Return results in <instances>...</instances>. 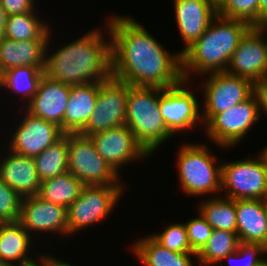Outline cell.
Here are the masks:
<instances>
[{"label": "cell", "instance_id": "6da1fadb", "mask_svg": "<svg viewBox=\"0 0 267 266\" xmlns=\"http://www.w3.org/2000/svg\"><path fill=\"white\" fill-rule=\"evenodd\" d=\"M109 17L106 22L112 39V77L133 86L160 88L183 80L180 52H168L132 17Z\"/></svg>", "mask_w": 267, "mask_h": 266}, {"label": "cell", "instance_id": "7a4b0ae2", "mask_svg": "<svg viewBox=\"0 0 267 266\" xmlns=\"http://www.w3.org/2000/svg\"><path fill=\"white\" fill-rule=\"evenodd\" d=\"M105 28L108 39L102 34L101 28L91 29L81 38L49 54V42L53 36L50 33L46 45L44 75L51 80L69 85H85L110 79L112 77V39L107 23Z\"/></svg>", "mask_w": 267, "mask_h": 266}, {"label": "cell", "instance_id": "3957f363", "mask_svg": "<svg viewBox=\"0 0 267 266\" xmlns=\"http://www.w3.org/2000/svg\"><path fill=\"white\" fill-rule=\"evenodd\" d=\"M251 27L245 21L217 14L205 32L181 54L183 79L190 81L192 73L203 77L226 72L233 52Z\"/></svg>", "mask_w": 267, "mask_h": 266}, {"label": "cell", "instance_id": "277c9868", "mask_svg": "<svg viewBox=\"0 0 267 266\" xmlns=\"http://www.w3.org/2000/svg\"><path fill=\"white\" fill-rule=\"evenodd\" d=\"M159 104L160 87L128 84L125 125L150 156L173 136L163 121Z\"/></svg>", "mask_w": 267, "mask_h": 266}, {"label": "cell", "instance_id": "5b68a950", "mask_svg": "<svg viewBox=\"0 0 267 266\" xmlns=\"http://www.w3.org/2000/svg\"><path fill=\"white\" fill-rule=\"evenodd\" d=\"M209 149L203 143H183L177 152L179 184L188 197L212 193L219 196V191H222L221 164Z\"/></svg>", "mask_w": 267, "mask_h": 266}, {"label": "cell", "instance_id": "8992f818", "mask_svg": "<svg viewBox=\"0 0 267 266\" xmlns=\"http://www.w3.org/2000/svg\"><path fill=\"white\" fill-rule=\"evenodd\" d=\"M68 171L85 186L125 185L98 154L91 138L80 133H68Z\"/></svg>", "mask_w": 267, "mask_h": 266}, {"label": "cell", "instance_id": "52a82bcc", "mask_svg": "<svg viewBox=\"0 0 267 266\" xmlns=\"http://www.w3.org/2000/svg\"><path fill=\"white\" fill-rule=\"evenodd\" d=\"M248 158L223 163L220 158L224 197L267 200V167L259 154Z\"/></svg>", "mask_w": 267, "mask_h": 266}, {"label": "cell", "instance_id": "ba28073f", "mask_svg": "<svg viewBox=\"0 0 267 266\" xmlns=\"http://www.w3.org/2000/svg\"><path fill=\"white\" fill-rule=\"evenodd\" d=\"M124 191L123 185L84 186L78 199L67 208L68 235L107 218Z\"/></svg>", "mask_w": 267, "mask_h": 266}, {"label": "cell", "instance_id": "9c48e42d", "mask_svg": "<svg viewBox=\"0 0 267 266\" xmlns=\"http://www.w3.org/2000/svg\"><path fill=\"white\" fill-rule=\"evenodd\" d=\"M202 83L203 109L201 118L205 126L216 114L227 111L253 94V82L227 72L206 74Z\"/></svg>", "mask_w": 267, "mask_h": 266}, {"label": "cell", "instance_id": "30bf717a", "mask_svg": "<svg viewBox=\"0 0 267 266\" xmlns=\"http://www.w3.org/2000/svg\"><path fill=\"white\" fill-rule=\"evenodd\" d=\"M257 101L252 94L248 99L216 114L204 128L208 139L224 149L234 147L260 120Z\"/></svg>", "mask_w": 267, "mask_h": 266}, {"label": "cell", "instance_id": "8fae6325", "mask_svg": "<svg viewBox=\"0 0 267 266\" xmlns=\"http://www.w3.org/2000/svg\"><path fill=\"white\" fill-rule=\"evenodd\" d=\"M191 81L182 80L175 86L160 88L159 109L163 121L172 135L178 132H187L200 124H203L201 118V109L199 101L190 91ZM198 124V125H197Z\"/></svg>", "mask_w": 267, "mask_h": 266}, {"label": "cell", "instance_id": "7c38bea8", "mask_svg": "<svg viewBox=\"0 0 267 266\" xmlns=\"http://www.w3.org/2000/svg\"><path fill=\"white\" fill-rule=\"evenodd\" d=\"M128 84L111 77L99 82L96 106L81 135L90 137L125 124Z\"/></svg>", "mask_w": 267, "mask_h": 266}, {"label": "cell", "instance_id": "4fadbf2b", "mask_svg": "<svg viewBox=\"0 0 267 266\" xmlns=\"http://www.w3.org/2000/svg\"><path fill=\"white\" fill-rule=\"evenodd\" d=\"M15 129L8 150L28 157L39 155L65 134L57 124L35 117L26 110Z\"/></svg>", "mask_w": 267, "mask_h": 266}, {"label": "cell", "instance_id": "5bb4252c", "mask_svg": "<svg viewBox=\"0 0 267 266\" xmlns=\"http://www.w3.org/2000/svg\"><path fill=\"white\" fill-rule=\"evenodd\" d=\"M98 154L118 174L121 167L150 157L133 132L124 124L90 136Z\"/></svg>", "mask_w": 267, "mask_h": 266}, {"label": "cell", "instance_id": "9a60e30c", "mask_svg": "<svg viewBox=\"0 0 267 266\" xmlns=\"http://www.w3.org/2000/svg\"><path fill=\"white\" fill-rule=\"evenodd\" d=\"M19 222L31 234L46 232L68 235L67 208L38 195L22 199Z\"/></svg>", "mask_w": 267, "mask_h": 266}, {"label": "cell", "instance_id": "2e32d148", "mask_svg": "<svg viewBox=\"0 0 267 266\" xmlns=\"http://www.w3.org/2000/svg\"><path fill=\"white\" fill-rule=\"evenodd\" d=\"M226 72L252 82L267 76V46L254 26L242 37L230 58Z\"/></svg>", "mask_w": 267, "mask_h": 266}, {"label": "cell", "instance_id": "e0dca14e", "mask_svg": "<svg viewBox=\"0 0 267 266\" xmlns=\"http://www.w3.org/2000/svg\"><path fill=\"white\" fill-rule=\"evenodd\" d=\"M175 22L184 42L181 54L191 46L208 28L217 15L215 0H173Z\"/></svg>", "mask_w": 267, "mask_h": 266}, {"label": "cell", "instance_id": "ac0fdd59", "mask_svg": "<svg viewBox=\"0 0 267 266\" xmlns=\"http://www.w3.org/2000/svg\"><path fill=\"white\" fill-rule=\"evenodd\" d=\"M71 85L51 80L45 75L41 79L37 93L22 107L35 117L57 124L64 132V114L70 96Z\"/></svg>", "mask_w": 267, "mask_h": 266}, {"label": "cell", "instance_id": "d6986e66", "mask_svg": "<svg viewBox=\"0 0 267 266\" xmlns=\"http://www.w3.org/2000/svg\"><path fill=\"white\" fill-rule=\"evenodd\" d=\"M8 152L1 157L0 178L23 198L38 195L42 181L33 157Z\"/></svg>", "mask_w": 267, "mask_h": 266}, {"label": "cell", "instance_id": "ffe728a7", "mask_svg": "<svg viewBox=\"0 0 267 266\" xmlns=\"http://www.w3.org/2000/svg\"><path fill=\"white\" fill-rule=\"evenodd\" d=\"M240 242L264 245L267 235V200H235Z\"/></svg>", "mask_w": 267, "mask_h": 266}, {"label": "cell", "instance_id": "44dd1931", "mask_svg": "<svg viewBox=\"0 0 267 266\" xmlns=\"http://www.w3.org/2000/svg\"><path fill=\"white\" fill-rule=\"evenodd\" d=\"M31 240L32 236L19 221L0 223V262L7 266L35 265V259L28 256Z\"/></svg>", "mask_w": 267, "mask_h": 266}, {"label": "cell", "instance_id": "7402d4cb", "mask_svg": "<svg viewBox=\"0 0 267 266\" xmlns=\"http://www.w3.org/2000/svg\"><path fill=\"white\" fill-rule=\"evenodd\" d=\"M48 39L14 41L0 40V74L19 66H35L44 69Z\"/></svg>", "mask_w": 267, "mask_h": 266}, {"label": "cell", "instance_id": "603a6c76", "mask_svg": "<svg viewBox=\"0 0 267 266\" xmlns=\"http://www.w3.org/2000/svg\"><path fill=\"white\" fill-rule=\"evenodd\" d=\"M99 82L71 85L64 114V133H80L89 122L95 109Z\"/></svg>", "mask_w": 267, "mask_h": 266}, {"label": "cell", "instance_id": "cb8c5ba5", "mask_svg": "<svg viewBox=\"0 0 267 266\" xmlns=\"http://www.w3.org/2000/svg\"><path fill=\"white\" fill-rule=\"evenodd\" d=\"M132 244V252L143 266H194L197 253H178L160 245L151 235Z\"/></svg>", "mask_w": 267, "mask_h": 266}, {"label": "cell", "instance_id": "d4e9b609", "mask_svg": "<svg viewBox=\"0 0 267 266\" xmlns=\"http://www.w3.org/2000/svg\"><path fill=\"white\" fill-rule=\"evenodd\" d=\"M44 76V69L35 66H19L7 69L0 74V89L18 93L25 97L28 104L37 93L41 79Z\"/></svg>", "mask_w": 267, "mask_h": 266}, {"label": "cell", "instance_id": "484cf974", "mask_svg": "<svg viewBox=\"0 0 267 266\" xmlns=\"http://www.w3.org/2000/svg\"><path fill=\"white\" fill-rule=\"evenodd\" d=\"M85 185L69 171L42 181L38 196L68 208L80 196Z\"/></svg>", "mask_w": 267, "mask_h": 266}, {"label": "cell", "instance_id": "4316f807", "mask_svg": "<svg viewBox=\"0 0 267 266\" xmlns=\"http://www.w3.org/2000/svg\"><path fill=\"white\" fill-rule=\"evenodd\" d=\"M39 17L35 10L25 14L9 15L4 37L14 41L48 39L53 31H50L47 22L45 24Z\"/></svg>", "mask_w": 267, "mask_h": 266}, {"label": "cell", "instance_id": "83f0119b", "mask_svg": "<svg viewBox=\"0 0 267 266\" xmlns=\"http://www.w3.org/2000/svg\"><path fill=\"white\" fill-rule=\"evenodd\" d=\"M221 196L201 201L198 211L214 230L237 232L235 200Z\"/></svg>", "mask_w": 267, "mask_h": 266}, {"label": "cell", "instance_id": "f1b7e54d", "mask_svg": "<svg viewBox=\"0 0 267 266\" xmlns=\"http://www.w3.org/2000/svg\"><path fill=\"white\" fill-rule=\"evenodd\" d=\"M41 181L68 171V133L33 157Z\"/></svg>", "mask_w": 267, "mask_h": 266}, {"label": "cell", "instance_id": "f546056e", "mask_svg": "<svg viewBox=\"0 0 267 266\" xmlns=\"http://www.w3.org/2000/svg\"><path fill=\"white\" fill-rule=\"evenodd\" d=\"M240 244L237 232L213 230L204 247L197 253V260L202 266L216 265L222 259L235 252Z\"/></svg>", "mask_w": 267, "mask_h": 266}, {"label": "cell", "instance_id": "4dcf8cb0", "mask_svg": "<svg viewBox=\"0 0 267 266\" xmlns=\"http://www.w3.org/2000/svg\"><path fill=\"white\" fill-rule=\"evenodd\" d=\"M217 14L255 26L259 23V0H218Z\"/></svg>", "mask_w": 267, "mask_h": 266}, {"label": "cell", "instance_id": "1f68e13d", "mask_svg": "<svg viewBox=\"0 0 267 266\" xmlns=\"http://www.w3.org/2000/svg\"><path fill=\"white\" fill-rule=\"evenodd\" d=\"M162 246L178 253H195L188 241L187 230L184 223H176L167 226L163 232L151 234Z\"/></svg>", "mask_w": 267, "mask_h": 266}, {"label": "cell", "instance_id": "d6a6232c", "mask_svg": "<svg viewBox=\"0 0 267 266\" xmlns=\"http://www.w3.org/2000/svg\"><path fill=\"white\" fill-rule=\"evenodd\" d=\"M23 197L0 178V219L16 222L20 218Z\"/></svg>", "mask_w": 267, "mask_h": 266}, {"label": "cell", "instance_id": "836d02e7", "mask_svg": "<svg viewBox=\"0 0 267 266\" xmlns=\"http://www.w3.org/2000/svg\"><path fill=\"white\" fill-rule=\"evenodd\" d=\"M197 212L199 214L198 217L184 223L189 245L195 253H198L204 247L214 230L200 211Z\"/></svg>", "mask_w": 267, "mask_h": 266}, {"label": "cell", "instance_id": "e575fe53", "mask_svg": "<svg viewBox=\"0 0 267 266\" xmlns=\"http://www.w3.org/2000/svg\"><path fill=\"white\" fill-rule=\"evenodd\" d=\"M264 255H266V252L263 245L240 242L238 249L225 256L222 261H228L231 266H235L237 261L240 262L239 260H241L243 264L240 263L241 265L236 266H257L263 259H265L262 257ZM238 262L237 264H239Z\"/></svg>", "mask_w": 267, "mask_h": 266}, {"label": "cell", "instance_id": "d590c367", "mask_svg": "<svg viewBox=\"0 0 267 266\" xmlns=\"http://www.w3.org/2000/svg\"><path fill=\"white\" fill-rule=\"evenodd\" d=\"M7 15L33 12L36 5L34 0H0Z\"/></svg>", "mask_w": 267, "mask_h": 266}, {"label": "cell", "instance_id": "8d00e7d4", "mask_svg": "<svg viewBox=\"0 0 267 266\" xmlns=\"http://www.w3.org/2000/svg\"><path fill=\"white\" fill-rule=\"evenodd\" d=\"M253 95L257 101L260 116L267 115V76L253 81Z\"/></svg>", "mask_w": 267, "mask_h": 266}, {"label": "cell", "instance_id": "74e56055", "mask_svg": "<svg viewBox=\"0 0 267 266\" xmlns=\"http://www.w3.org/2000/svg\"><path fill=\"white\" fill-rule=\"evenodd\" d=\"M42 259L48 264V266H73L68 262L62 261L60 258H55L52 255H42Z\"/></svg>", "mask_w": 267, "mask_h": 266}, {"label": "cell", "instance_id": "f35d334b", "mask_svg": "<svg viewBox=\"0 0 267 266\" xmlns=\"http://www.w3.org/2000/svg\"><path fill=\"white\" fill-rule=\"evenodd\" d=\"M7 13L0 3V40L5 36V25L7 22Z\"/></svg>", "mask_w": 267, "mask_h": 266}, {"label": "cell", "instance_id": "ab89813d", "mask_svg": "<svg viewBox=\"0 0 267 266\" xmlns=\"http://www.w3.org/2000/svg\"><path fill=\"white\" fill-rule=\"evenodd\" d=\"M267 21V0H259V23Z\"/></svg>", "mask_w": 267, "mask_h": 266}, {"label": "cell", "instance_id": "60d3db41", "mask_svg": "<svg viewBox=\"0 0 267 266\" xmlns=\"http://www.w3.org/2000/svg\"><path fill=\"white\" fill-rule=\"evenodd\" d=\"M254 27L259 31L261 36L264 38L266 46H267V21L258 23Z\"/></svg>", "mask_w": 267, "mask_h": 266}, {"label": "cell", "instance_id": "b9f144b4", "mask_svg": "<svg viewBox=\"0 0 267 266\" xmlns=\"http://www.w3.org/2000/svg\"><path fill=\"white\" fill-rule=\"evenodd\" d=\"M259 155L262 157L266 167H267V146L263 148L262 152H259Z\"/></svg>", "mask_w": 267, "mask_h": 266}, {"label": "cell", "instance_id": "7bdbcfd3", "mask_svg": "<svg viewBox=\"0 0 267 266\" xmlns=\"http://www.w3.org/2000/svg\"><path fill=\"white\" fill-rule=\"evenodd\" d=\"M42 255L43 254H41V257H39L38 259V263H36L35 265H32V266H48V264L42 259ZM40 263V264H39Z\"/></svg>", "mask_w": 267, "mask_h": 266}, {"label": "cell", "instance_id": "ee69618b", "mask_svg": "<svg viewBox=\"0 0 267 266\" xmlns=\"http://www.w3.org/2000/svg\"><path fill=\"white\" fill-rule=\"evenodd\" d=\"M257 266H267V259H263Z\"/></svg>", "mask_w": 267, "mask_h": 266}, {"label": "cell", "instance_id": "f6af8a7d", "mask_svg": "<svg viewBox=\"0 0 267 266\" xmlns=\"http://www.w3.org/2000/svg\"><path fill=\"white\" fill-rule=\"evenodd\" d=\"M263 247H264V250H265V252L267 254V235H266V239H265Z\"/></svg>", "mask_w": 267, "mask_h": 266}]
</instances>
